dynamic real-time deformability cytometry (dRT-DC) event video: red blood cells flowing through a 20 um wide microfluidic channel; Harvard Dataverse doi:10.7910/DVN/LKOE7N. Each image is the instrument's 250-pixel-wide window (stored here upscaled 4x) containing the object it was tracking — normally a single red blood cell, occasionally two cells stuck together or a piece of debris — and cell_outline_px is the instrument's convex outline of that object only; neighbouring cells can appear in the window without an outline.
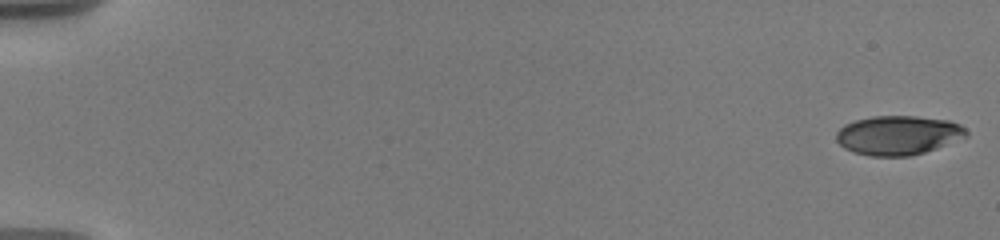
{"species": "human", "species_latin": "Homo sapiens", "temperature_condition": "warm", "stored_images_in_passage": 51, "camera_frame_rate_fps": 3000, "um_per_image_px": 0.085, "donor": {"sex": "male"}, "frame": {"image": 1, "passage_image": 1, "time_ms": 0.0, "image_size_px": [1000, 240], "cell_outline_px": [[968, 136], [936, 148], [912, 156], [868, 156], [852, 152], [844, 148], [836, 140], [836, 132], [844, 124], [856, 120], [872, 116], [916, 116], [948, 120], [960, 124], [968, 132]], "centroid_in_image_um": [76.32, 11.49], "position_along_channel_um": 8.7, "area_um2": 29.82}}
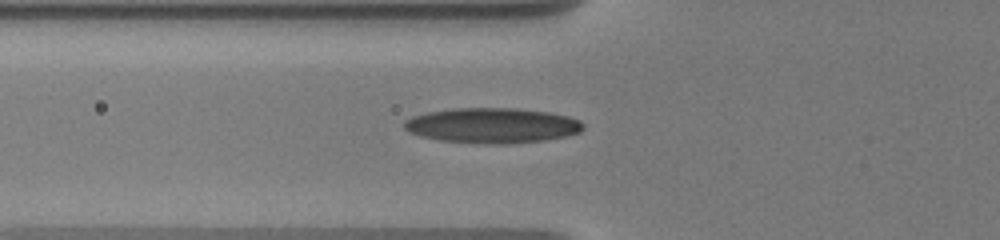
{"frame": {"image": 2, "passage_image": 34, "time_ms": 7.0, "image_size_px": [1000, 240], "cell_outline_px": [[584, 128], [580, 132], [564, 136], [544, 140], [504, 144], [496, 144], [440, 140], [420, 136], [408, 132], [404, 128], [404, 120], [412, 116], [424, 112], [452, 108], [516, 108], [548, 112], [568, 116], [580, 120], [584, 124]], "centroid_in_image_um": [41.81, 10.65], "position_along_channel_um": 84.0, "area_um2": 36.76}}
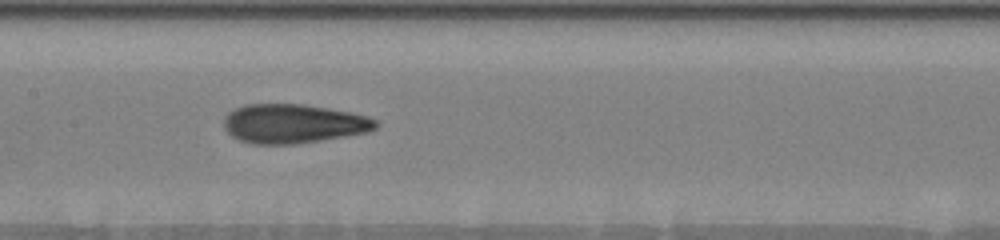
{"frame": {"image": 3, "passage_image": 50, "time_ms": 9.667, "image_size_px": [1000, 240], "cell_outline_px": [[380, 124], [376, 128], [368, 132], [296, 144], [252, 144], [240, 140], [232, 136], [224, 128], [224, 116], [228, 112], [244, 104], [304, 104], [352, 112], [368, 116], [376, 120]], "centroid_in_image_um": [24.94, 10.5], "position_along_channel_um": 182.5, "area_um2": 34.8}}